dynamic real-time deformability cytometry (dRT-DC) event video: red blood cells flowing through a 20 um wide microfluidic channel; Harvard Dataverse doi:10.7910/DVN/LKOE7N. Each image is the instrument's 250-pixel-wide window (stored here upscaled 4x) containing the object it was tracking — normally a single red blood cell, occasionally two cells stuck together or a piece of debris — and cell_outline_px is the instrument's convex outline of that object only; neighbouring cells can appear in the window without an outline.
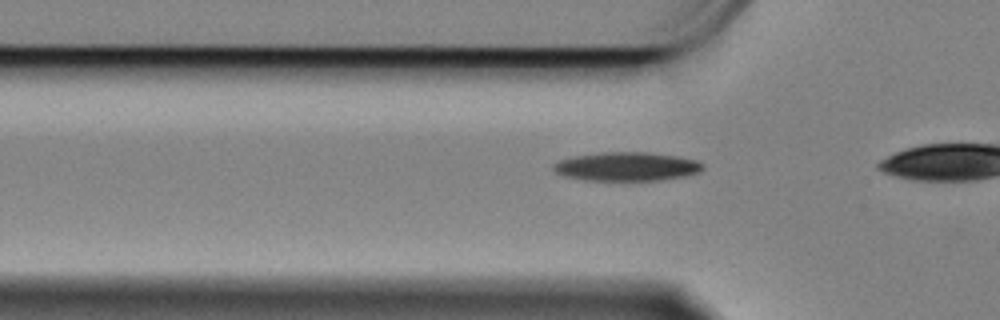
{"species": "Egyptian fruit bat (a non-hibernating species)", "species_latin": "Rousettus aegyptiacus", "temperature_condition": "cold", "stored_images_in_passage": 42, "camera_frame_rate_fps": 3000, "um_per_image_px": 0.085, "animal": {"sex": "female"}, "frame": {"image": 1, "passage_image": 14, "time_ms": 4.333, "image_size_px": [1000, 320], "cell_outline_px": [[704, 168], [700, 172], [684, 176], [660, 180], [588, 180], [564, 176], [556, 172], [552, 168], [552, 164], [560, 160], [576, 156], [604, 152], [648, 152], [676, 156], [696, 160], [704, 164]], "centroid_in_image_um": [53.29, 14.15], "position_along_channel_um": 72.5, "area_um2": 24.91}}
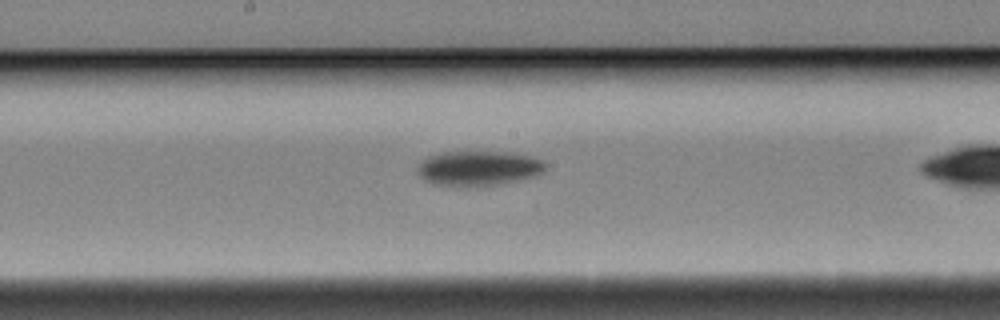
{"frame": {"image": 2, "passage_image": 26, "time_ms": 8.333, "image_size_px": [1000, 320], "cell_outline_px": [[544, 172], [532, 176], [516, 180], [496, 184], [436, 184], [424, 180], [416, 172], [416, 168], [420, 160], [428, 156], [440, 152], [508, 152], [528, 156], [544, 160]], "centroid_in_image_um": [40.61, 14.26], "position_along_channel_um": 207.6, "area_um2": 25.26}}
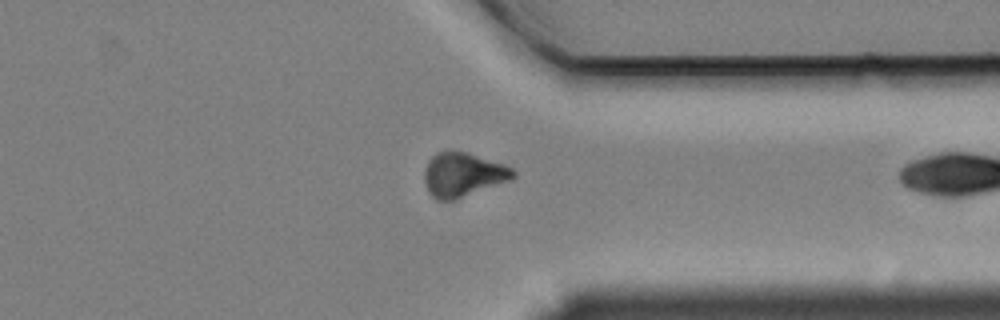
{"frame": {"image": 3, "passage_image": 41, "time_ms": 13.333, "image_size_px": [1000, 320], "cell_outline_px": [[516, 176], [512, 180], [456, 200], [436, 200], [428, 192], [424, 180], [424, 172], [428, 160], [436, 152], [448, 148], [452, 148], [468, 152], [504, 164], [512, 168], [516, 172]], "centroid_in_image_um": [39.35, 14.82], "position_along_channel_um": 372.0, "area_um2": 23.58}}